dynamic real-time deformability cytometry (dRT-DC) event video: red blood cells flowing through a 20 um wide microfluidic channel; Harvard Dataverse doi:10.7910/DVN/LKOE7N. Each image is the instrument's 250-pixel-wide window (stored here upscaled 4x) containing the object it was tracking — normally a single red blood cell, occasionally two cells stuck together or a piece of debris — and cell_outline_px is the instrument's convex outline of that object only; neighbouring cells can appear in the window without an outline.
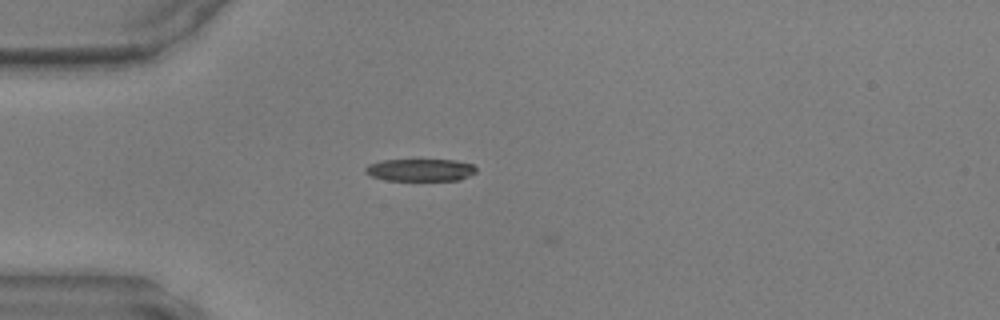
{"species": "common noctule bat (a hibernating species)", "species_latin": "Nyctalus noctula", "temperature_condition": "warm", "stored_images_in_passage": 28, "camera_frame_rate_fps": 3000, "um_per_image_px": 0.085, "animal": {"sex": "male", "body_mass_g": 17.9, "forearm_length_mm": 54.2}, "frame": {"image": 1, "passage_image": 2, "time_ms": 0.333, "image_size_px": [1000, 320], "cell_outline_px": [[476, 172], [460, 180], [388, 180], [372, 176], [364, 172], [364, 168], [368, 164], [384, 160], [456, 160], [472, 164], [476, 168]], "centroid_in_image_um": [35.73, 14.44], "position_along_channel_um": 49.3, "area_um2": 14.33}}
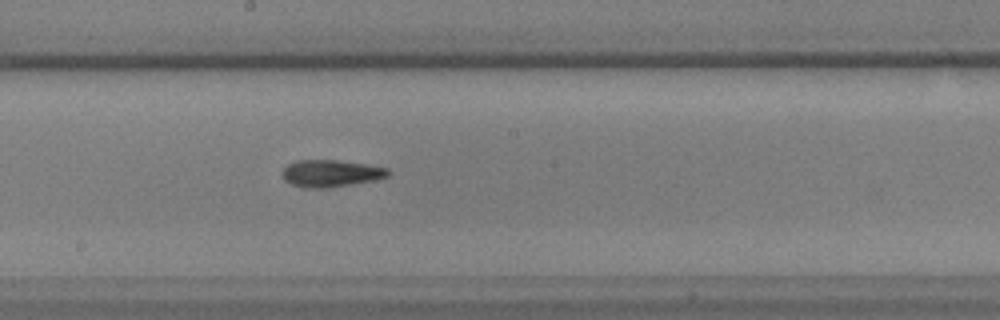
{"frame": {"image": 2, "passage_image": 15, "time_ms": 4.667, "image_size_px": [1000, 320], "cell_outline_px": [[392, 172], [388, 176], [372, 180], [352, 184], [328, 188], [304, 188], [292, 184], [284, 180], [280, 172], [288, 164], [296, 160], [340, 160], [388, 168]], "centroid_in_image_um": [28.09, 14.73], "position_along_channel_um": 220.1, "area_um2": 16.76}}
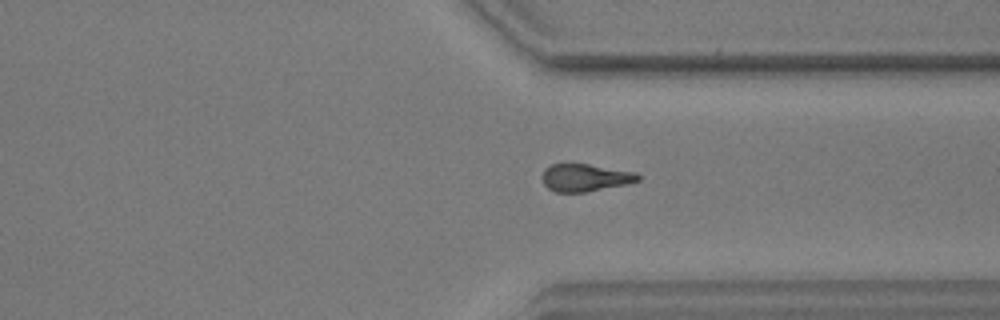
{"frame": {"image": 3, "passage_image": 25, "time_ms": 8.0, "image_size_px": [1000, 320], "cell_outline_px": [[640, 180], [628, 184], [584, 192], [556, 192], [548, 188], [544, 184], [540, 176], [544, 168], [552, 164], [568, 160], [636, 172], [640, 176]], "centroid_in_image_um": [49.68, 15.05], "position_along_channel_um": 361.7, "area_um2": 16.07}}